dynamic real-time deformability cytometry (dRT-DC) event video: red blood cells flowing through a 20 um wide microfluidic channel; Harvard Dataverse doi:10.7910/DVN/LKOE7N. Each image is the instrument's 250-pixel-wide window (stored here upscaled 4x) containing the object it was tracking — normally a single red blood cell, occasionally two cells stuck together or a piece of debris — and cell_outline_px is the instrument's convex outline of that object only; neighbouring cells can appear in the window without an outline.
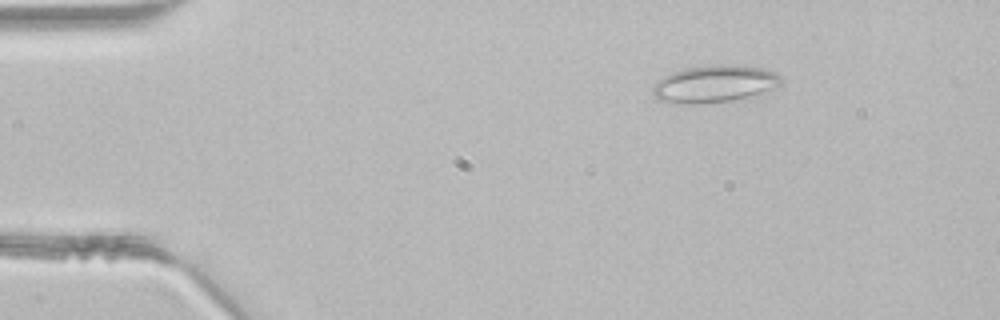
{"species": "common noctule bat (a hibernating species)", "species_latin": "Nyctalus noctula", "temperature_condition": "room temperature", "stored_images_in_passage": 40, "camera_frame_rate_fps": 3000, "um_per_image_px": 0.085, "animal": {"sex": "male", "body_mass_g": 21.5, "forearm_length_mm": 52.0}, "frame": {"image": 1, "passage_image": 1, "time_ms": 0.0, "image_size_px": [1000, 320], "cell_outline_px": [[784, 80], [780, 84], [760, 92], [748, 96], [732, 100], [696, 104], [676, 104], [656, 100], [652, 92], [652, 88], [664, 76], [672, 72], [684, 68], [720, 64], [736, 64], [764, 68], [776, 72]], "centroid_in_image_um": [60.69, 7.12], "position_along_channel_um": 24.3, "area_um2": 27.8}}
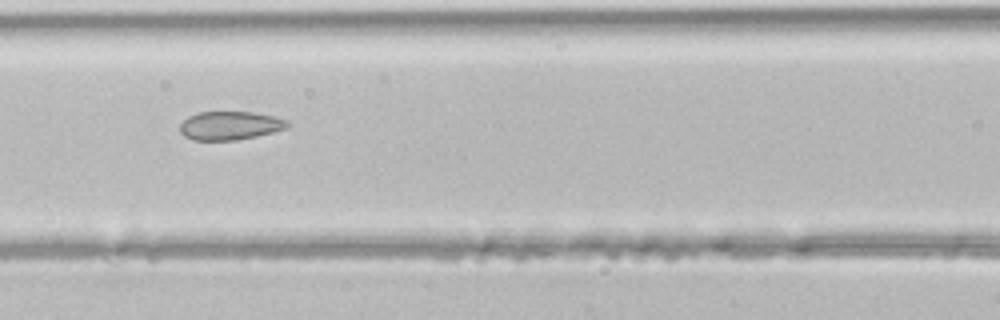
{"frame": {"image": 2, "passage_image": 14, "time_ms": 4.333, "image_size_px": [1000, 320], "cell_outline_px": [[292, 124], [288, 128], [256, 136], [236, 140], [192, 140], [184, 136], [180, 132], [180, 124], [188, 116], [196, 112], [252, 112], [276, 116], [288, 120]], "centroid_in_image_um": [19.57, 10.67], "position_along_channel_um": 147.0, "area_um2": 18.09}}
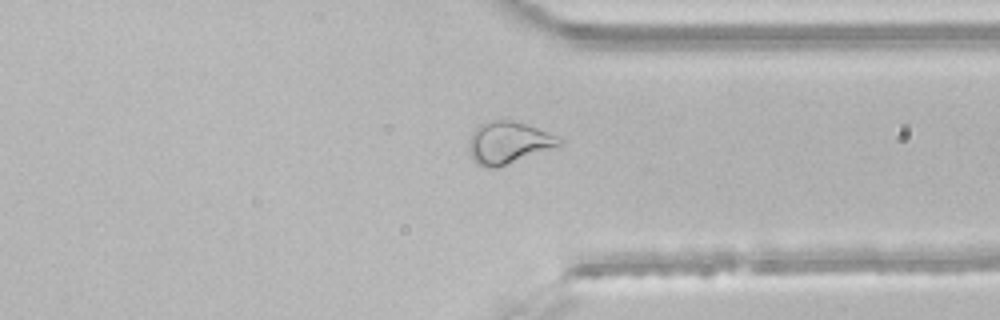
{"frame": {"image": 3, "passage_image": 29, "time_ms": 9.333, "image_size_px": [1000, 320], "cell_outline_px": [[564, 140], [560, 144], [500, 168], [484, 168], [476, 164], [472, 160], [468, 148], [472, 132], [480, 124], [500, 116], [560, 136]], "centroid_in_image_um": [43.16, 12.12], "position_along_channel_um": 368.2, "area_um2": 22.48}}